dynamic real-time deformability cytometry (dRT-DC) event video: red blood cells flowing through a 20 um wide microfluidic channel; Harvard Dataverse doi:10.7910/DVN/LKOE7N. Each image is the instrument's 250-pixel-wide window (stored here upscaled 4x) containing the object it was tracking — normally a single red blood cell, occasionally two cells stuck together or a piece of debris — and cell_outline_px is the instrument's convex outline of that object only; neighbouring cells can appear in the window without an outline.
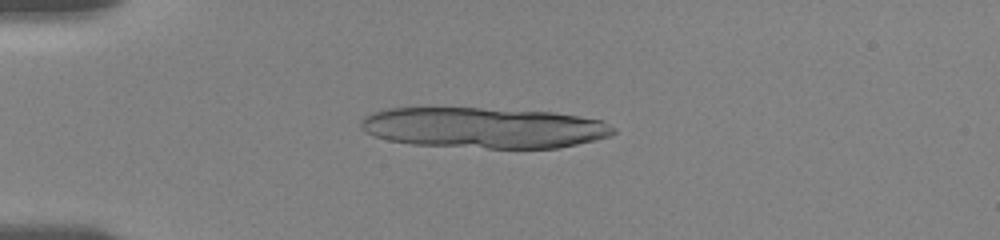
{"species": "human", "species_latin": "Homo sapiens", "temperature_condition": "room temperature", "stored_images_in_passage": 18, "camera_frame_rate_fps": 3000, "um_per_image_px": 0.085, "donor": {"sex": "female"}, "frame": {"image": 1, "passage_image": 12, "time_ms": 2.0, "image_size_px": [1000, 240], "cell_outline_px": [[616, 132], [612, 136], [560, 148], [488, 148], [412, 144], [388, 140], [364, 132], [360, 128], [360, 120], [364, 116], [372, 112], [388, 108], [480, 108], [552, 112], [580, 116], [604, 120], [616, 128]], "centroid_in_image_um": [41.16, 10.86], "position_along_channel_um": 43.8, "area_um2": 60.34}}